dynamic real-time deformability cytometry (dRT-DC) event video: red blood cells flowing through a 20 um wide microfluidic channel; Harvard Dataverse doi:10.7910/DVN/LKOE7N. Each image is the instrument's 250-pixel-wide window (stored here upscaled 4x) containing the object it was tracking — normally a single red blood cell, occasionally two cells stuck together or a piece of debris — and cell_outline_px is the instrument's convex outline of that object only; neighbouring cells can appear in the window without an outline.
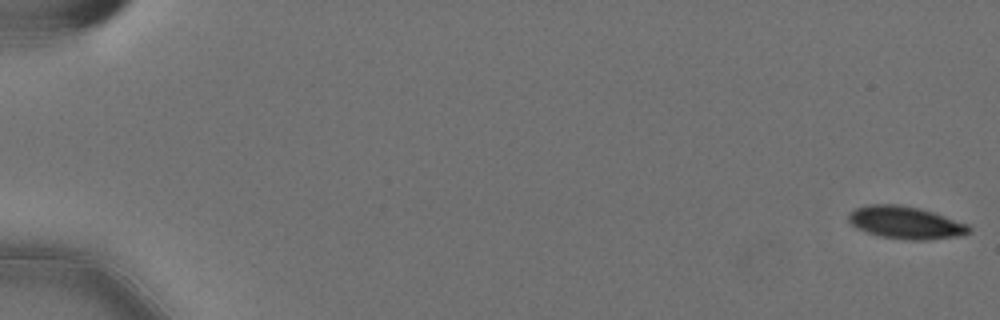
{"species": "Egyptian fruit bat (a non-hibernating species)", "species_latin": "Rousettus aegyptiacus", "temperature_condition": "cold", "stored_images_in_passage": 58, "camera_frame_rate_fps": 3000, "um_per_image_px": 0.085, "animal": {"sex": "female"}, "frame": {"image": 1, "passage_image": 1, "time_ms": 0.0, "image_size_px": [1000, 320], "cell_outline_px": [[972, 232], [964, 236], [928, 240], [908, 240], [880, 236], [856, 228], [848, 220], [848, 212], [856, 208], [868, 204], [900, 204], [920, 208], [968, 224], [972, 228]], "centroid_in_image_um": [77.01, 18.92], "position_along_channel_um": 8.0, "area_um2": 23.06}}
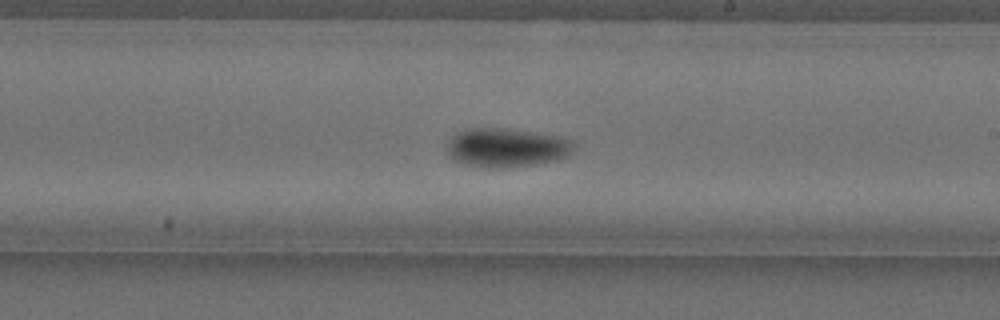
{"frame": {"image": 2, "passage_image": 35, "time_ms": 11.333, "image_size_px": [1000, 320], "cell_outline_px": [[576, 148], [564, 156], [556, 160], [532, 164], [504, 168], [488, 168], [468, 164], [452, 160], [448, 156], [444, 148], [452, 136], [464, 128], [504, 128], [560, 136], [572, 140], [576, 144]], "centroid_in_image_um": [43.0, 12.54], "position_along_channel_um": 246.0, "area_um2": 28.96}}
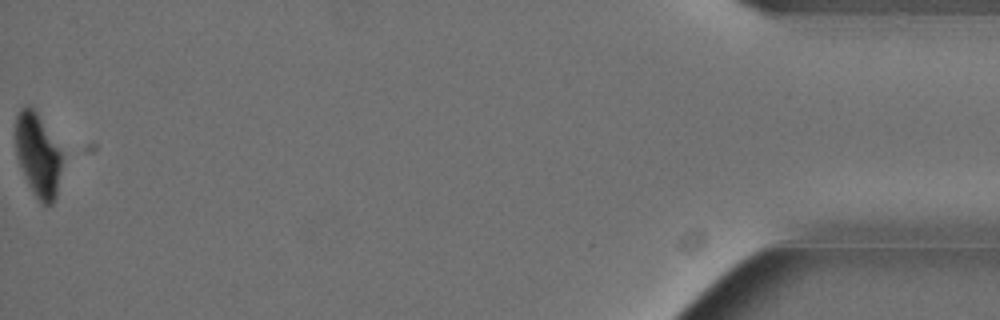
{"frame": {"image": 3, "passage_image": 58, "time_ms": 19.0, "image_size_px": [1000, 320], "cell_outline_px": [[60, 168], [56, 200], [52, 204], [40, 204], [28, 184], [24, 176], [16, 152], [16, 116], [20, 108], [24, 104], [28, 104], [36, 108], [60, 152]], "centroid_in_image_um": [3.19, 13.15], "position_along_channel_um": 432.0, "area_um2": 22.37}, "authors_computed_cell_mechanics": {"area_um2": 25.2586, "velocity_mm_per_s": 3.5731, "shape_relaxation_time_tau1_ms": 3.612, "shape_relaxation_time_tau2_ms": null, "deformation_change_tau1": 0.1316, "deformation_change_tau2": null}}